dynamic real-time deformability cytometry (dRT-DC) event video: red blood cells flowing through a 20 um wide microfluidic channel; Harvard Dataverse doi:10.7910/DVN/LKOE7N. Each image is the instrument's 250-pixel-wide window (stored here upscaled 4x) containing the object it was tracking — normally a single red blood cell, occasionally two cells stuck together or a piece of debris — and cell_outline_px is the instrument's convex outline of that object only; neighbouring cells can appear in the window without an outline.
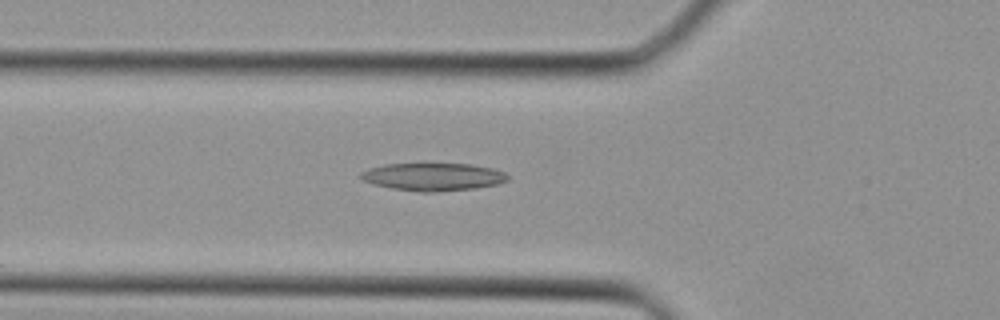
{"species": "Egyptian fruit bat (a non-hibernating species)", "species_latin": "Rousettus aegyptiacus", "temperature_condition": "cold", "stored_images_in_passage": 31, "camera_frame_rate_fps": 3000, "um_per_image_px": 0.085, "animal": {"sex": "female"}, "frame": {"image": 1, "passage_image": 9, "time_ms": 2.667, "image_size_px": [1000, 320], "cell_outline_px": [[508, 180], [496, 184], [476, 188], [436, 192], [420, 192], [392, 188], [376, 184], [364, 180], [360, 176], [360, 172], [368, 168], [384, 164], [472, 164], [492, 168], [504, 172], [508, 176]], "centroid_in_image_um": [36.82, 15.03], "position_along_channel_um": 89.0, "area_um2": 23.58}}
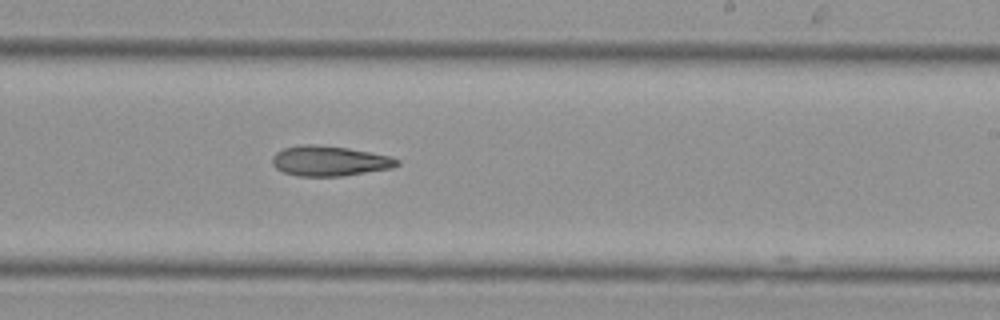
{"frame": {"image": 2, "passage_image": 19, "time_ms": 6.0, "image_size_px": [1000, 320], "cell_outline_px": [[400, 164], [392, 168], [340, 176], [300, 176], [284, 172], [276, 168], [272, 164], [272, 156], [276, 152], [284, 148], [300, 144], [312, 144], [348, 148], [392, 156], [400, 160]], "centroid_in_image_um": [28.01, 13.67], "position_along_channel_um": 261.0, "area_um2": 21.91}}
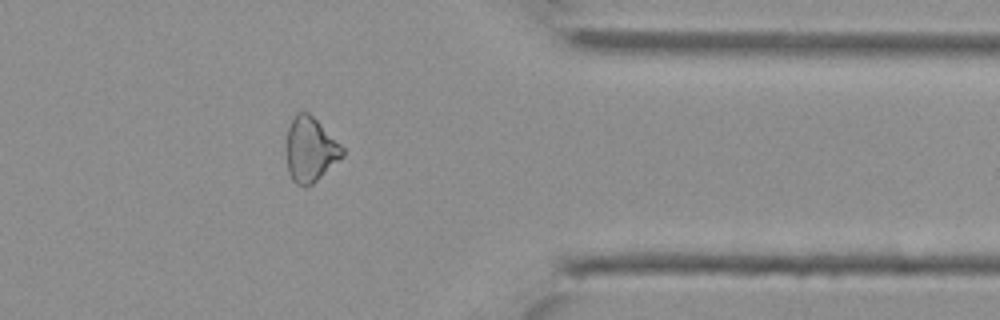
{"frame": {"image": 3, "passage_image": 27, "time_ms": 8.667, "image_size_px": [1000, 320], "cell_outline_px": [[344, 156], [312, 184], [296, 184], [292, 180], [288, 172], [284, 152], [288, 128], [296, 112], [308, 112], [344, 148]], "centroid_in_image_um": [26.33, 12.71], "position_along_channel_um": 385.1, "area_um2": 21.1}}